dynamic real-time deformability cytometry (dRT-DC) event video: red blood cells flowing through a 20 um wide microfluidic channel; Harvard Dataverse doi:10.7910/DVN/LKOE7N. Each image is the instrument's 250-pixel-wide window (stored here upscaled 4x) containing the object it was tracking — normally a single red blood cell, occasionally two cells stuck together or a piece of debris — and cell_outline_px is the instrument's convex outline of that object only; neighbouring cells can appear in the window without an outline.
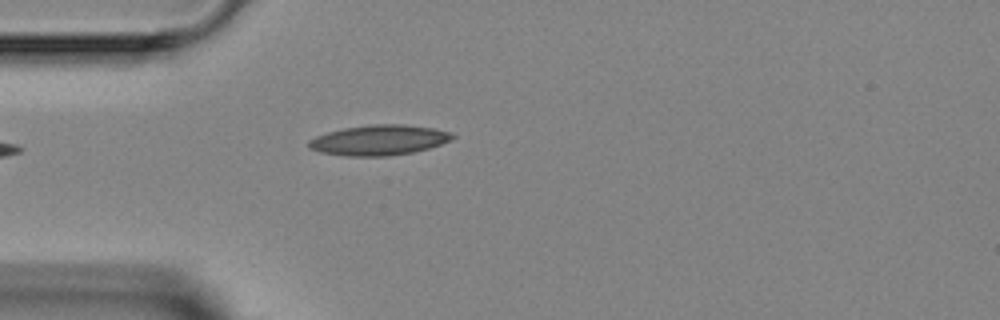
{"species": "Egyptian fruit bat (a non-hibernating species)", "species_latin": "Rousettus aegyptiacus", "temperature_condition": "room temperature", "stored_images_in_passage": 4, "camera_frame_rate_fps": 3000, "um_per_image_px": 0.085, "animal": {"sex": "female"}, "frame": {"image": 1, "passage_image": 4, "time_ms": 3.667, "image_size_px": [1000, 320], "cell_outline_px": [[456, 136], [440, 144], [428, 148], [412, 152], [388, 156], [344, 156], [320, 152], [308, 148], [308, 140], [316, 136], [328, 132], [344, 128], [376, 124], [404, 124], [432, 128], [448, 132]], "centroid_in_image_um": [32.16, 11.91], "position_along_channel_um": 52.8, "area_um2": 25.09}}